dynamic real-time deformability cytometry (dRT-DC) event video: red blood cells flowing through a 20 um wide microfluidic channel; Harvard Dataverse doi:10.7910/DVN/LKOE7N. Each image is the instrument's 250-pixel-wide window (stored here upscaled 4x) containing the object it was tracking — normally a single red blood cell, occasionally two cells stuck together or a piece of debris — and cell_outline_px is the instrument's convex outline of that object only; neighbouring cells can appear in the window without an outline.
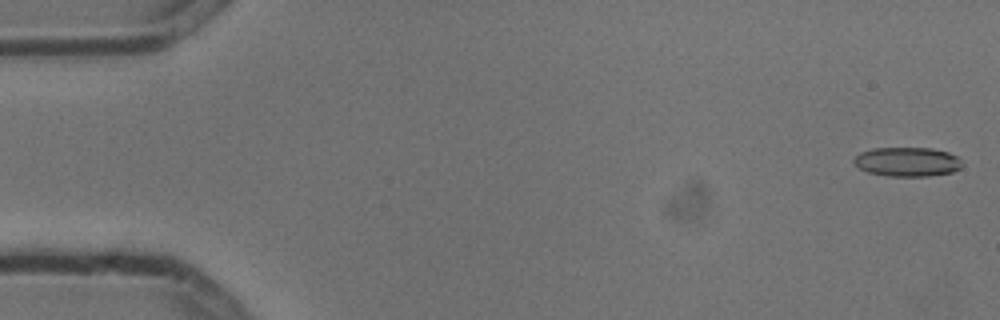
{"species": "common noctule bat (a hibernating species)", "species_latin": "Nyctalus noctula", "temperature_condition": "cold", "stored_images_in_passage": 5, "camera_frame_rate_fps": 3000, "um_per_image_px": 0.085, "animal": {"sex": "male", "body_mass_g": 13.3}, "frame": {"image": 1, "passage_image": 1, "time_ms": 0.0, "image_size_px": [1000, 320], "cell_outline_px": [[964, 164], [960, 168], [952, 172], [928, 176], [888, 176], [868, 172], [860, 168], [852, 160], [860, 152], [872, 148], [932, 148], [948, 152], [956, 156]], "centroid_in_image_um": [77.13, 13.75], "position_along_channel_um": 7.9, "area_um2": 18.44}}
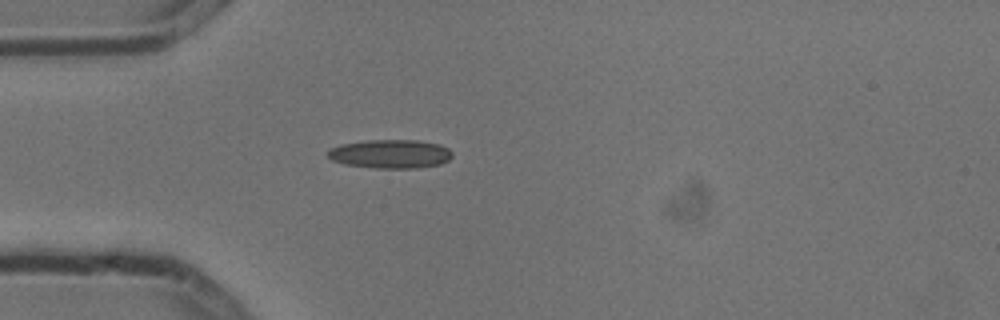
{"frame": {"image": 2, "passage_image": 5, "time_ms": 1.333, "image_size_px": [1000, 320], "cell_outline_px": [[452, 156], [448, 160], [440, 164], [416, 168], [372, 168], [344, 164], [332, 160], [324, 152], [328, 148], [340, 144], [368, 140], [416, 140], [440, 144], [448, 148], [452, 152]], "centroid_in_image_um": [33.14, 13.08], "position_along_channel_um": 51.9, "area_um2": 21.1}}